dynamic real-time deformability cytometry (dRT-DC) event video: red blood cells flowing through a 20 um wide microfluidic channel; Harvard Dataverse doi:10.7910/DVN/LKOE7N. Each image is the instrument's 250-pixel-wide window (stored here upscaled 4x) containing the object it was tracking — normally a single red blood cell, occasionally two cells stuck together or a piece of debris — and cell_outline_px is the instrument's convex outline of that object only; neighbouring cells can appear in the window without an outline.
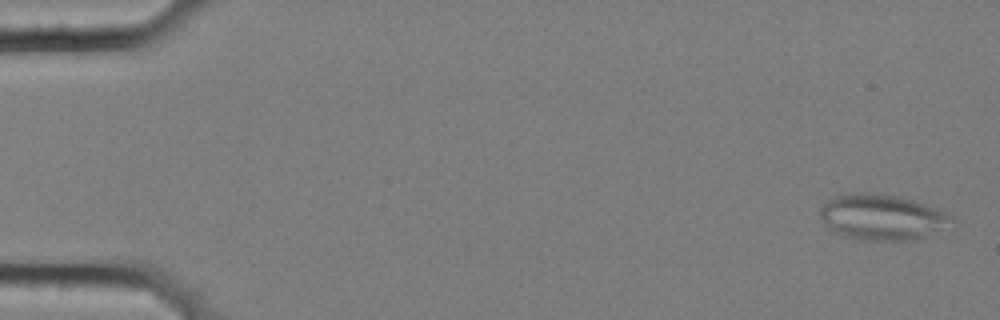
{"species": "common noctule bat (a hibernating species)", "species_latin": "Nyctalus noctula", "temperature_condition": "cold", "stored_images_in_passage": 58, "camera_frame_rate_fps": 3000, "um_per_image_px": 0.085, "animal": {"sex": "female", "body_mass_g": 25.1}, "frame": {"image": 1, "passage_image": 2, "time_ms": 0.333, "image_size_px": [1000, 320], "cell_outline_px": [[956, 220], [928, 236], [908, 240], [872, 240], [844, 236], [828, 228], [820, 216], [820, 208], [828, 200], [836, 196], [848, 192], [872, 192], [896, 196], [912, 200], [924, 204], [944, 212], [952, 216]], "centroid_in_image_um": [74.95, 18.44], "position_along_channel_um": 10.1, "area_um2": 34.62}}
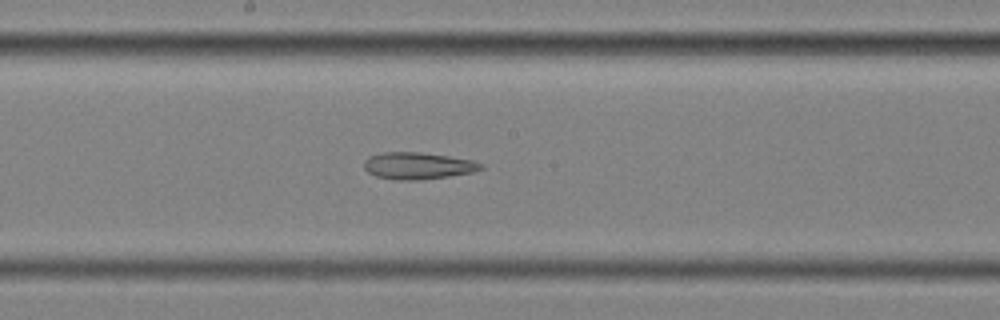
{"frame": {"image": 2, "passage_image": 31, "time_ms": 10.0, "image_size_px": [1000, 320], "cell_outline_px": [[484, 168], [472, 172], [448, 176], [420, 180], [396, 180], [376, 176], [368, 172], [364, 168], [364, 160], [368, 156], [384, 152], [416, 152], [448, 156], [472, 160], [484, 164]], "centroid_in_image_um": [35.5, 14.09], "position_along_channel_um": 212.7, "area_um2": 18.26}}
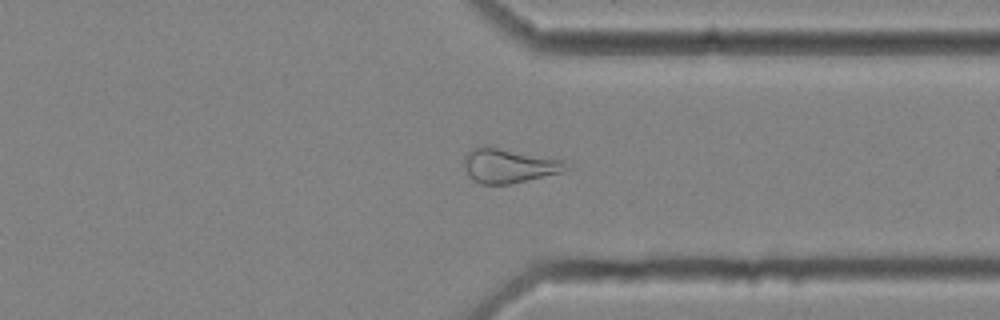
{"frame": {"image": 3, "passage_image": 44, "time_ms": 14.333, "image_size_px": [1000, 320], "cell_outline_px": [[572, 168], [564, 172], [512, 184], [480, 184], [472, 180], [464, 164], [464, 156], [472, 148], [480, 144], [492, 144], [564, 160]], "centroid_in_image_um": [43.29, 14.04], "position_along_channel_um": 368.1, "area_um2": 21.44}, "authors_computed_cell_mechanics": {"area_um2": 23.9292, "velocity_mm_per_s": 3.5761, "shape_relaxation_time_tau1_ms": null, "shape_relaxation_time_tau2_ms": 4.9676, "deformation_change_tau1": null, "deformation_change_tau2": 0.1629}}